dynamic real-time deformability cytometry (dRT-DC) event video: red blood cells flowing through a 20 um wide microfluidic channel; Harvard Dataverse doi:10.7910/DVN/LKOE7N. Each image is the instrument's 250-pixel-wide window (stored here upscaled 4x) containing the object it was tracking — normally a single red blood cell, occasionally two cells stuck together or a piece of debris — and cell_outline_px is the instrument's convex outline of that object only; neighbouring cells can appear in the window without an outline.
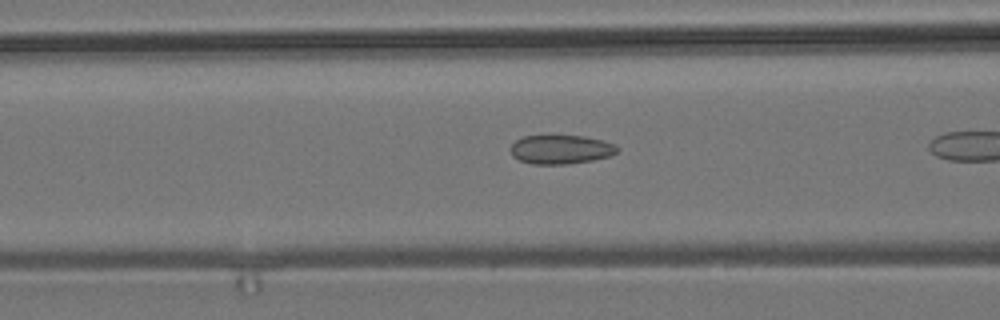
{"species": "common noctule bat (a hibernating species)", "species_latin": "Nyctalus noctula", "temperature_condition": "room temperature", "stored_images_in_passage": 16, "camera_frame_rate_fps": 3000, "um_per_image_px": 0.085, "animal": {"sex": "male", "body_mass_g": 19.2, "forearm_length_mm": 51.8}, "frame": {"image": 1, "passage_image": 5, "time_ms": 1.333, "image_size_px": [1000, 320], "cell_outline_px": [[620, 148], [612, 156], [592, 160], [564, 164], [532, 164], [520, 160], [512, 156], [508, 148], [516, 140], [524, 136], [552, 132], [584, 136], [604, 140], [616, 144]], "centroid_in_image_um": [47.65, 12.64], "position_along_channel_um": 118.9, "area_um2": 19.02}}